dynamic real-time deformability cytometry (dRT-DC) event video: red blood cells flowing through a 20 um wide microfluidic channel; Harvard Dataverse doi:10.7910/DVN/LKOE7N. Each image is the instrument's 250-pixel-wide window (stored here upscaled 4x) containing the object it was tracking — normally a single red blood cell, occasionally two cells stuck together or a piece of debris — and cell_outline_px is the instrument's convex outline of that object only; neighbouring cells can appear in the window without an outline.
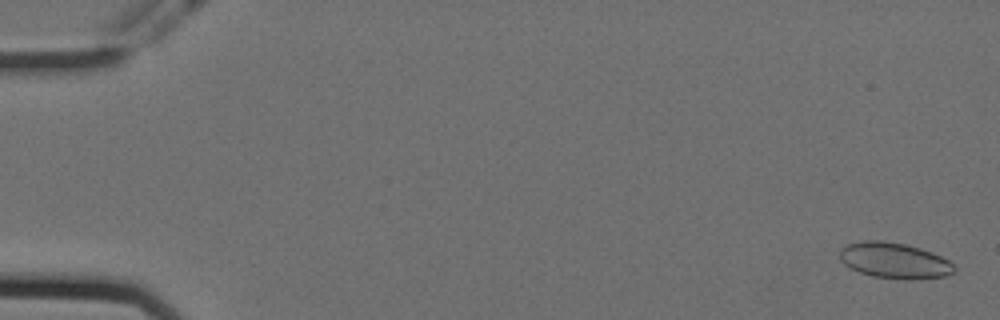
{"species": "Egyptian fruit bat (a non-hibernating species)", "species_latin": "Rousettus aegyptiacus", "temperature_condition": "cold", "stored_images_in_passage": 57, "camera_frame_rate_fps": 3000, "um_per_image_px": 0.085, "animal": {"sex": "female"}, "frame": {"image": 1, "passage_image": 2, "time_ms": 0.333, "image_size_px": [1000, 320], "cell_outline_px": [[956, 268], [948, 276], [912, 280], [908, 280], [872, 276], [860, 272], [844, 264], [840, 260], [840, 248], [848, 244], [860, 240], [884, 240], [904, 244], [920, 248], [932, 252], [948, 260]], "centroid_in_image_um": [76.02, 22.14], "position_along_channel_um": 9.0, "area_um2": 23.99}}
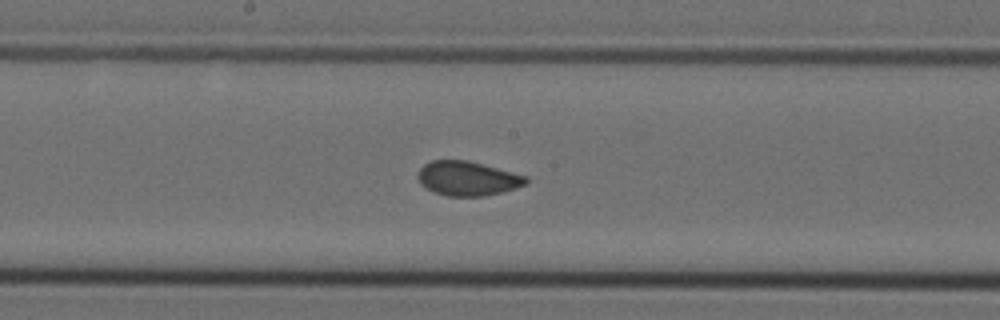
{"frame": {"image": 2, "passage_image": 31, "time_ms": 10.0, "image_size_px": [1000, 320], "cell_outline_px": [[528, 184], [516, 188], [484, 196], [444, 196], [432, 192], [420, 184], [416, 176], [420, 168], [424, 164], [432, 160], [468, 160], [528, 176]], "centroid_in_image_um": [39.72, 15.17], "position_along_channel_um": 208.5, "area_um2": 21.91}}
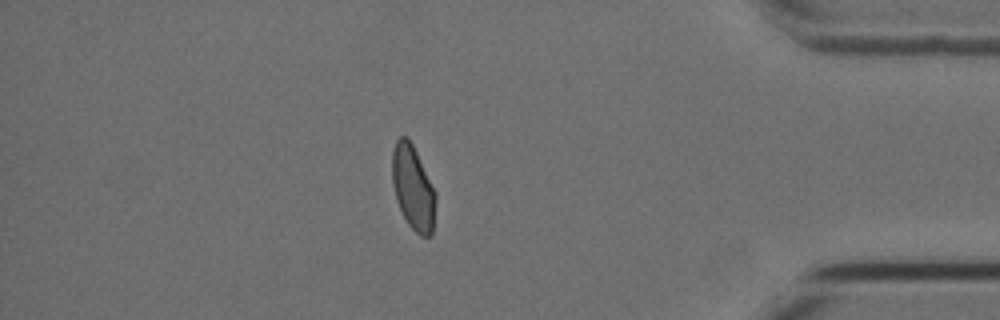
{"frame": {"image": 3, "passage_image": 50, "time_ms": 16.333, "image_size_px": [1000, 320], "cell_outline_px": [[436, 200], [432, 236], [420, 236], [408, 224], [396, 200], [392, 180], [392, 152], [396, 140], [400, 136], [408, 136], [436, 192]], "centroid_in_image_um": [35.11, 15.96], "position_along_channel_um": 400.1, "area_um2": 21.33}, "authors_computed_cell_mechanics": {"area_um2": 22.0796, "velocity_mm_per_s": 3.5729, "shape_relaxation_time_tau1_ms": 10.5775, "shape_relaxation_time_tau2_ms": 0.8008, "deformation_change_tau1": 0.1345, "deformation_change_tau2": 0.0525}}